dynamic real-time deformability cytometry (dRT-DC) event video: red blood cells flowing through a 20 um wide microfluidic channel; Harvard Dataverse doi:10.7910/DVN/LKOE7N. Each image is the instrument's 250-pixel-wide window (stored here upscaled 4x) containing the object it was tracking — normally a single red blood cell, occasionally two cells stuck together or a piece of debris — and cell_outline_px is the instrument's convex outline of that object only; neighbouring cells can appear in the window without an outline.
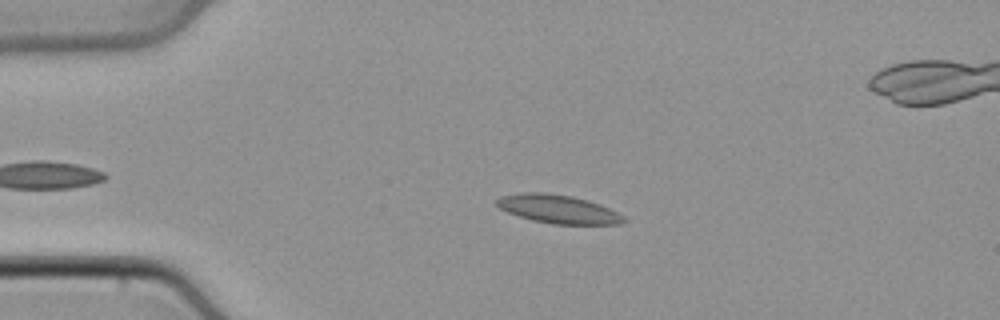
{"species": "common noctule bat (a hibernating species)", "species_latin": "Nyctalus noctula", "temperature_condition": "cold", "stored_images_in_passage": 44, "camera_frame_rate_fps": 3000, "um_per_image_px": 0.085, "animal": {"sex": "male", "body_mass_g": 21.5, "forearm_length_mm": 52.0}, "frame": {"image": 1, "passage_image": 11, "time_ms": 3.333, "image_size_px": [1000, 320], "cell_outline_px": [[628, 220], [620, 224], [552, 224], [532, 220], [508, 212], [500, 208], [496, 204], [496, 200], [500, 196], [524, 192], [544, 192], [572, 196], [588, 200], [600, 204], [624, 216]], "centroid_in_image_um": [47.45, 17.77], "position_along_channel_um": 37.5, "area_um2": 21.04}}
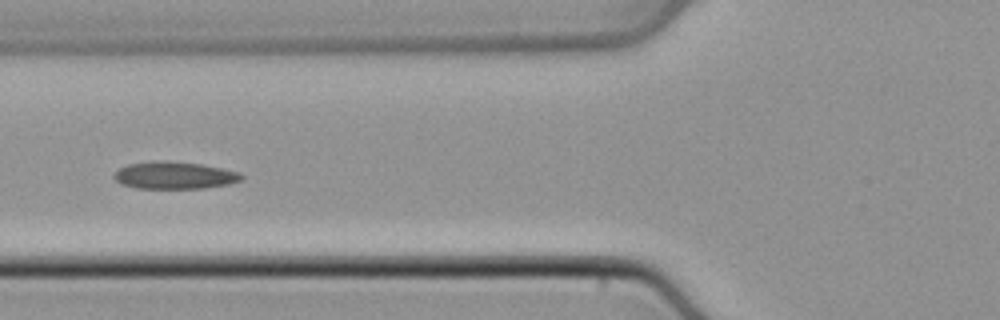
{"frame": {"image": 2, "passage_image": 19, "time_ms": 6.0, "image_size_px": [1000, 320], "cell_outline_px": [[244, 176], [240, 180], [228, 184], [204, 188], [136, 188], [120, 184], [112, 176], [120, 168], [128, 164], [200, 164], [240, 172]], "centroid_in_image_um": [14.86, 14.97], "position_along_channel_um": 110.9, "area_um2": 19.02}}
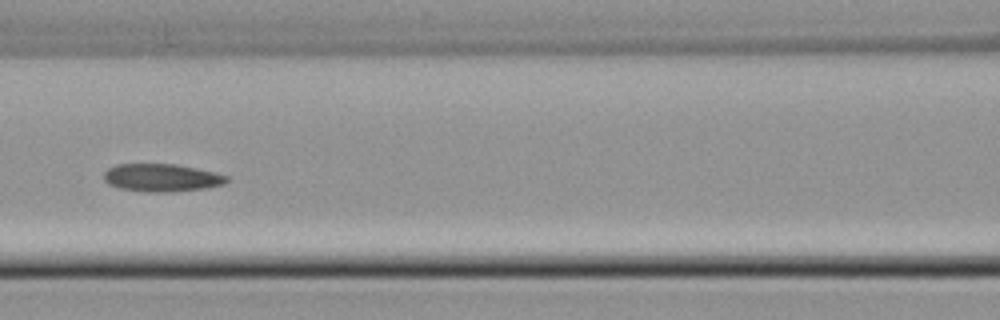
{"frame": {"image": 3, "passage_image": 22, "time_ms": 7.0, "image_size_px": [1000, 320], "cell_outline_px": [[228, 180], [224, 184], [204, 188], [172, 192], [148, 192], [120, 188], [108, 184], [104, 180], [104, 172], [108, 168], [116, 164], [176, 164], [196, 168], [228, 176]], "centroid_in_image_um": [13.71, 15.1], "position_along_channel_um": 152.9, "area_um2": 19.83}}